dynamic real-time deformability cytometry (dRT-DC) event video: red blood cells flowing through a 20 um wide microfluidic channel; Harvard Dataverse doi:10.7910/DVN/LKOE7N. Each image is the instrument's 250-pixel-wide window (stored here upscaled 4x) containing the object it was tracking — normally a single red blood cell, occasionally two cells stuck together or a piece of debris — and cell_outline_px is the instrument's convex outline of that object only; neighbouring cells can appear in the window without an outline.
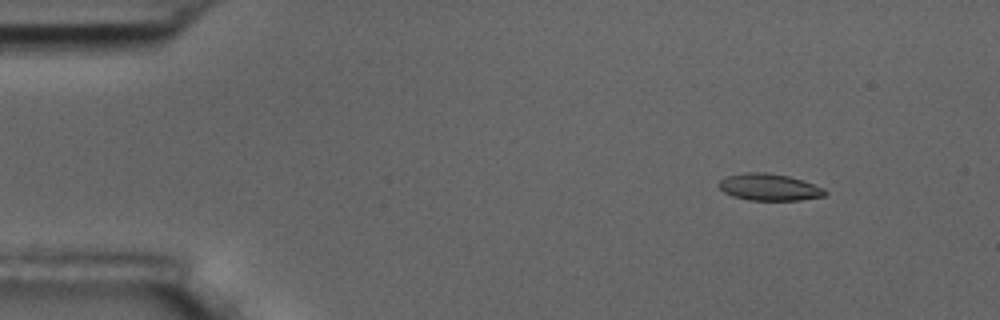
{"species": "common noctule bat (a hibernating species)", "species_latin": "Nyctalus noctula", "temperature_condition": "room temperature", "stored_images_in_passage": 4, "camera_frame_rate_fps": 3000, "um_per_image_px": 0.085, "animal": {"sex": "male", "body_mass_g": 17.5, "forearm_length_mm": 52.3}, "frame": {"image": 1, "passage_image": 1, "time_ms": 0.0, "image_size_px": [1000, 320], "cell_outline_px": [[828, 192], [824, 196], [800, 200], [748, 200], [732, 196], [724, 192], [716, 184], [720, 180], [728, 176], [744, 172], [768, 172], [788, 176], [804, 180], [824, 188]], "centroid_in_image_um": [65.39, 15.9], "position_along_channel_um": 19.6, "area_um2": 16.76}}
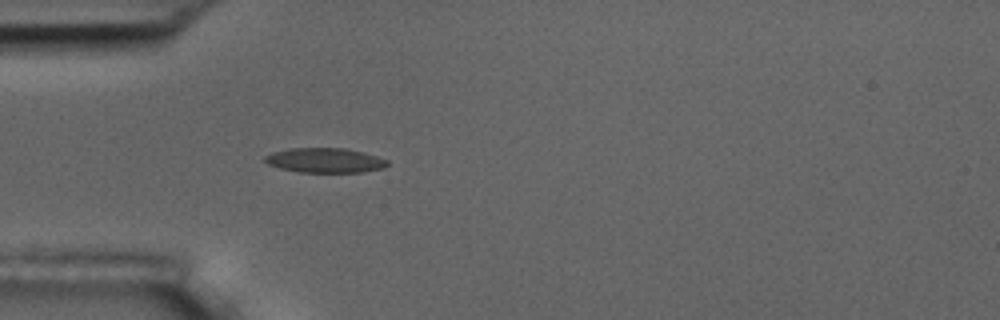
{"frame": {"image": 2, "passage_image": 4, "time_ms": 3.333, "image_size_px": [1000, 320], "cell_outline_px": [[388, 164], [384, 168], [364, 172], [300, 172], [280, 168], [268, 164], [264, 160], [264, 156], [272, 152], [288, 148], [344, 148], [376, 156], [388, 160]], "centroid_in_image_um": [27.6, 13.63], "position_along_channel_um": 57.4, "area_um2": 17.57}}